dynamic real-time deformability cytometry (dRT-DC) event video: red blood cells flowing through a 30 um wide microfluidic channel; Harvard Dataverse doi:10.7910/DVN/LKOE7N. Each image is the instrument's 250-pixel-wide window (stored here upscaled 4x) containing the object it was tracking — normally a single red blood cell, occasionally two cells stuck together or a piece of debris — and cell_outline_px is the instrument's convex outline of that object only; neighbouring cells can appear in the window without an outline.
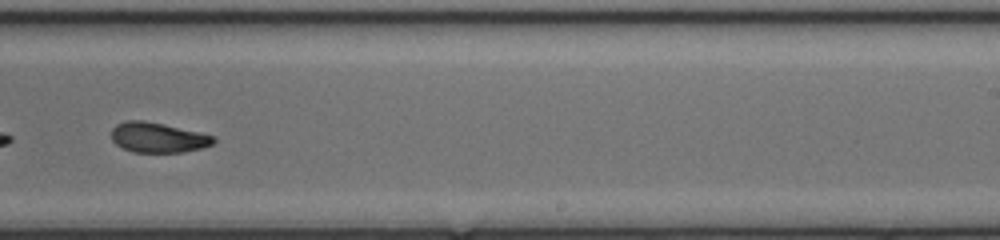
{"species": "common noctule bat (a hibernating species)", "species_latin": "Nyctalus noctula", "temperature_condition": "cold", "stored_images_in_passage": 46, "segment_of_instrument_passage": [2, 2], "camera_frame_rate_fps": 3000, "um_per_image_px": 0.085, "animal": {"sex": "female", "body_mass_g": 17.0, "forearm_length_mm": 48.0}, "frame": {"image": 1, "passage_image": 27, "time_ms": 8.667, "image_size_px": [1000, 240], "cell_outline_px": [[216, 140], [212, 144], [200, 148], [184, 152], [132, 152], [116, 144], [112, 140], [112, 128], [116, 124], [128, 120], [144, 120], [164, 124], [200, 132], [212, 136]], "centroid_in_image_um": [13.4, 11.68], "position_along_channel_um": 275.6, "area_um2": 17.8}}
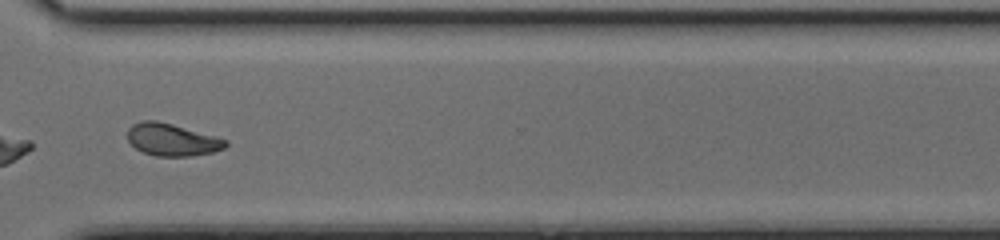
{"frame": {"image": 2, "passage_image": 33, "time_ms": 10.667, "image_size_px": [1000, 240], "cell_outline_px": [[228, 144], [224, 148], [212, 152], [192, 156], [156, 156], [144, 152], [136, 148], [128, 140], [128, 128], [132, 124], [144, 120], [156, 120], [172, 124], [228, 140]], "centroid_in_image_um": [14.61, 11.87], "position_along_channel_um": 356.0, "area_um2": 18.26}}